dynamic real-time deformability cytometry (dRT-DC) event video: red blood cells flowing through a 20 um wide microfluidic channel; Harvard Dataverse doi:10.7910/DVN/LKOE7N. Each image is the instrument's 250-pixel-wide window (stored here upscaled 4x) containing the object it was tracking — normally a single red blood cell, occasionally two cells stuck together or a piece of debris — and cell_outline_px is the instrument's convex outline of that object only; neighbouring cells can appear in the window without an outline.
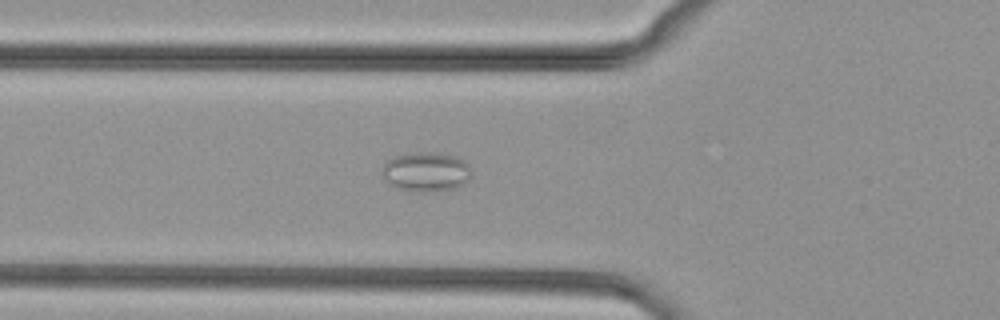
{"species": "common noctule bat (a hibernating species)", "species_latin": "Nyctalus noctula", "temperature_condition": "cold", "stored_images_in_passage": 35, "camera_frame_rate_fps": 3000, "um_per_image_px": 0.085, "animal": {"sex": "female", "body_mass_g": 29.2, "forearm_length_mm": 56.3}, "frame": {"image": 1, "passage_image": 7, "time_ms": 2.0, "image_size_px": [1000, 320], "cell_outline_px": [[472, 176], [464, 184], [456, 188], [436, 192], [420, 192], [396, 188], [388, 184], [384, 180], [380, 172], [380, 168], [392, 156], [420, 152], [440, 152], [456, 156], [464, 160], [468, 164], [472, 172]], "centroid_in_image_um": [36.21, 14.61], "position_along_channel_um": 89.6, "area_um2": 21.21}}
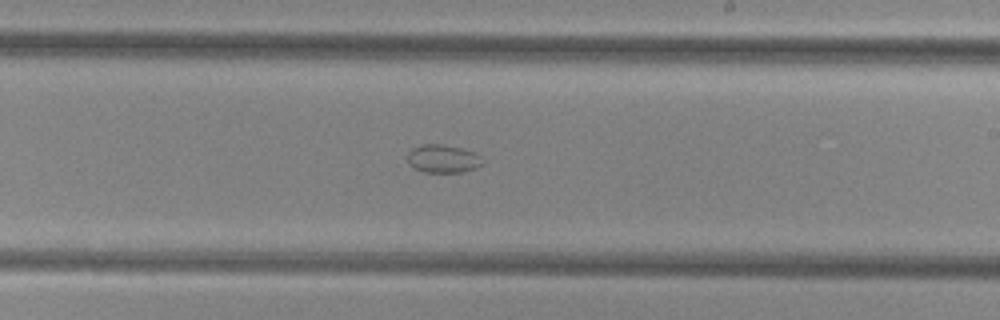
{"frame": {"image": 2, "passage_image": 19, "time_ms": 6.0, "image_size_px": [1000, 320], "cell_outline_px": [[484, 164], [476, 168], [464, 172], [424, 172], [412, 168], [408, 164], [408, 152], [412, 148], [420, 144], [440, 144], [460, 148], [472, 152], [480, 156], [484, 160]], "centroid_in_image_um": [37.64, 13.5], "position_along_channel_um": 251.4, "area_um2": 12.43}}
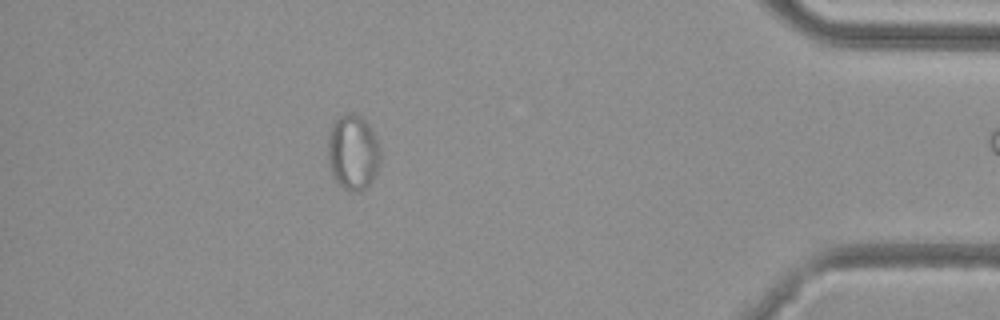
{"frame": {"image": 3, "passage_image": 34, "time_ms": 11.0, "image_size_px": [1000, 320], "cell_outline_px": [[380, 164], [372, 180], [364, 188], [356, 192], [352, 192], [344, 188], [332, 176], [328, 164], [328, 132], [332, 124], [340, 116], [348, 112], [352, 112], [360, 116], [368, 124], [376, 136], [380, 152]], "centroid_in_image_um": [29.99, 12.93], "position_along_channel_um": 405.2, "area_um2": 23.12}}